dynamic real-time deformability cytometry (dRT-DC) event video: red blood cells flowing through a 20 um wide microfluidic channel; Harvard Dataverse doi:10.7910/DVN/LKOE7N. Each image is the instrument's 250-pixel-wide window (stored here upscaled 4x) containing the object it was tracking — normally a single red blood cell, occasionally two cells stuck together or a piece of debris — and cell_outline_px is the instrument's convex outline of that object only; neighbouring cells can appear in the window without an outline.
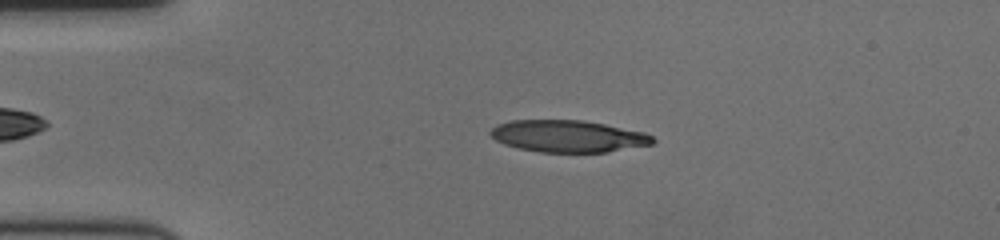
{"species": "human", "species_latin": "Homo sapiens", "temperature_condition": "cold", "stored_images_in_passage": 50, "camera_frame_rate_fps": 3000, "um_per_image_px": 0.085, "donor": {"sex": "female"}, "frame": {"image": 1, "passage_image": 12, "time_ms": 3.667, "image_size_px": [1000, 240], "cell_outline_px": [[656, 140], [652, 144], [608, 152], [540, 152], [516, 148], [504, 144], [496, 140], [488, 132], [496, 124], [508, 120], [584, 120], [644, 132], [652, 136]], "centroid_in_image_um": [48.25, 11.57], "position_along_channel_um": 36.7, "area_um2": 30.35}}
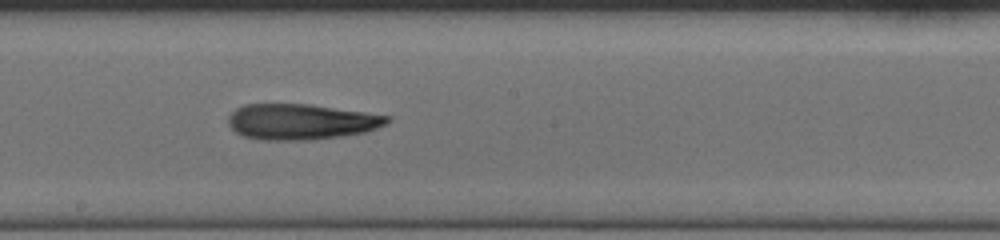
{"frame": {"image": 2, "passage_image": 31, "time_ms": 10.0, "image_size_px": [1000, 240], "cell_outline_px": [[392, 120], [388, 124], [368, 132], [344, 136], [312, 140], [264, 140], [244, 136], [236, 132], [228, 124], [228, 116], [236, 108], [244, 104], [308, 104], [392, 116]], "centroid_in_image_um": [25.64, 10.35], "position_along_channel_um": 222.6, "area_um2": 33.35}}
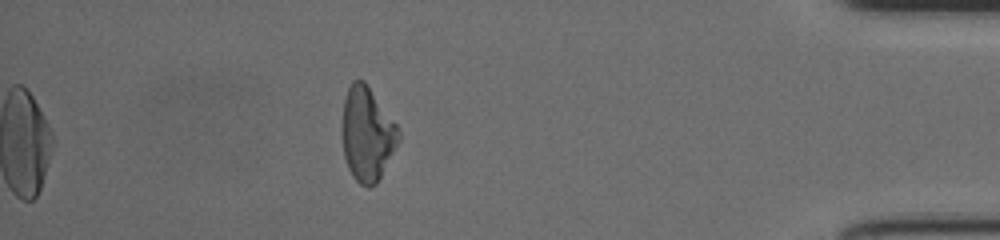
{"frame": {"image": 3, "passage_image": 50, "time_ms": 16.333, "image_size_px": [1000, 240], "cell_outline_px": [[400, 140], [376, 184], [368, 188], [360, 184], [352, 176], [348, 168], [344, 156], [340, 132], [340, 124], [344, 100], [348, 88], [352, 80], [364, 80], [396, 124], [400, 132]], "centroid_in_image_um": [31.17, 11.4], "position_along_channel_um": 404.0, "area_um2": 31.21}, "authors_computed_cell_mechanics": {"area_um2": 31.9634, "velocity_mm_per_s": 3.5901, "shape_relaxation_time_tau1_ms": 7.5905, "shape_relaxation_time_tau2_ms": 9.7656, "deformation_change_tau1": 0.2295, "deformation_change_tau2": 0.2704}}